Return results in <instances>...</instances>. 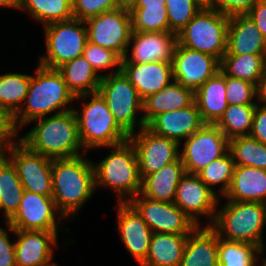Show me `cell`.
I'll return each mask as SVG.
<instances>
[{
    "mask_svg": "<svg viewBox=\"0 0 266 266\" xmlns=\"http://www.w3.org/2000/svg\"><path fill=\"white\" fill-rule=\"evenodd\" d=\"M211 227L221 239L259 247L264 243L266 203L226 200L222 209H217Z\"/></svg>",
    "mask_w": 266,
    "mask_h": 266,
    "instance_id": "obj_6",
    "label": "cell"
},
{
    "mask_svg": "<svg viewBox=\"0 0 266 266\" xmlns=\"http://www.w3.org/2000/svg\"><path fill=\"white\" fill-rule=\"evenodd\" d=\"M266 39V0H259L247 13Z\"/></svg>",
    "mask_w": 266,
    "mask_h": 266,
    "instance_id": "obj_48",
    "label": "cell"
},
{
    "mask_svg": "<svg viewBox=\"0 0 266 266\" xmlns=\"http://www.w3.org/2000/svg\"><path fill=\"white\" fill-rule=\"evenodd\" d=\"M234 168V160L228 151L225 155L213 160L201 169L197 175L215 193L216 191L214 189L219 185L218 187L220 189L217 192L223 198L230 187Z\"/></svg>",
    "mask_w": 266,
    "mask_h": 266,
    "instance_id": "obj_37",
    "label": "cell"
},
{
    "mask_svg": "<svg viewBox=\"0 0 266 266\" xmlns=\"http://www.w3.org/2000/svg\"><path fill=\"white\" fill-rule=\"evenodd\" d=\"M257 246L237 241H227L218 236L219 266H257Z\"/></svg>",
    "mask_w": 266,
    "mask_h": 266,
    "instance_id": "obj_38",
    "label": "cell"
},
{
    "mask_svg": "<svg viewBox=\"0 0 266 266\" xmlns=\"http://www.w3.org/2000/svg\"><path fill=\"white\" fill-rule=\"evenodd\" d=\"M57 214L59 217L56 216ZM63 220L66 219L56 208L52 196H42L24 190L18 211L7 223L14 230H42L58 233L60 230L58 225Z\"/></svg>",
    "mask_w": 266,
    "mask_h": 266,
    "instance_id": "obj_17",
    "label": "cell"
},
{
    "mask_svg": "<svg viewBox=\"0 0 266 266\" xmlns=\"http://www.w3.org/2000/svg\"><path fill=\"white\" fill-rule=\"evenodd\" d=\"M226 98L228 104L257 105L258 87L249 81L226 75Z\"/></svg>",
    "mask_w": 266,
    "mask_h": 266,
    "instance_id": "obj_42",
    "label": "cell"
},
{
    "mask_svg": "<svg viewBox=\"0 0 266 266\" xmlns=\"http://www.w3.org/2000/svg\"><path fill=\"white\" fill-rule=\"evenodd\" d=\"M166 0H138L137 6H160L165 5Z\"/></svg>",
    "mask_w": 266,
    "mask_h": 266,
    "instance_id": "obj_52",
    "label": "cell"
},
{
    "mask_svg": "<svg viewBox=\"0 0 266 266\" xmlns=\"http://www.w3.org/2000/svg\"><path fill=\"white\" fill-rule=\"evenodd\" d=\"M172 70L174 81L196 93L199 87L220 71V61L212 55L177 43L172 57Z\"/></svg>",
    "mask_w": 266,
    "mask_h": 266,
    "instance_id": "obj_16",
    "label": "cell"
},
{
    "mask_svg": "<svg viewBox=\"0 0 266 266\" xmlns=\"http://www.w3.org/2000/svg\"><path fill=\"white\" fill-rule=\"evenodd\" d=\"M6 153L16 167L24 190L52 196V159L30 151L19 140Z\"/></svg>",
    "mask_w": 266,
    "mask_h": 266,
    "instance_id": "obj_13",
    "label": "cell"
},
{
    "mask_svg": "<svg viewBox=\"0 0 266 266\" xmlns=\"http://www.w3.org/2000/svg\"><path fill=\"white\" fill-rule=\"evenodd\" d=\"M98 92L105 99L117 124L128 135L145 127L143 117H137L143 112V100L122 71L102 77Z\"/></svg>",
    "mask_w": 266,
    "mask_h": 266,
    "instance_id": "obj_8",
    "label": "cell"
},
{
    "mask_svg": "<svg viewBox=\"0 0 266 266\" xmlns=\"http://www.w3.org/2000/svg\"><path fill=\"white\" fill-rule=\"evenodd\" d=\"M229 152L235 166H249L266 170V144L249 135L230 139Z\"/></svg>",
    "mask_w": 266,
    "mask_h": 266,
    "instance_id": "obj_36",
    "label": "cell"
},
{
    "mask_svg": "<svg viewBox=\"0 0 266 266\" xmlns=\"http://www.w3.org/2000/svg\"><path fill=\"white\" fill-rule=\"evenodd\" d=\"M23 194L16 167L6 155L0 161V210L4 212L5 223L18 211Z\"/></svg>",
    "mask_w": 266,
    "mask_h": 266,
    "instance_id": "obj_31",
    "label": "cell"
},
{
    "mask_svg": "<svg viewBox=\"0 0 266 266\" xmlns=\"http://www.w3.org/2000/svg\"><path fill=\"white\" fill-rule=\"evenodd\" d=\"M121 71L137 89L142 100L161 91L174 80L172 62L132 63L121 61Z\"/></svg>",
    "mask_w": 266,
    "mask_h": 266,
    "instance_id": "obj_21",
    "label": "cell"
},
{
    "mask_svg": "<svg viewBox=\"0 0 266 266\" xmlns=\"http://www.w3.org/2000/svg\"><path fill=\"white\" fill-rule=\"evenodd\" d=\"M35 75H31L28 93L20 110L12 117L14 129L18 132L32 120L73 110L74 94L66 85L58 69L38 64ZM25 105V106H24Z\"/></svg>",
    "mask_w": 266,
    "mask_h": 266,
    "instance_id": "obj_1",
    "label": "cell"
},
{
    "mask_svg": "<svg viewBox=\"0 0 266 266\" xmlns=\"http://www.w3.org/2000/svg\"><path fill=\"white\" fill-rule=\"evenodd\" d=\"M266 39L247 14L229 17L224 55L265 54Z\"/></svg>",
    "mask_w": 266,
    "mask_h": 266,
    "instance_id": "obj_23",
    "label": "cell"
},
{
    "mask_svg": "<svg viewBox=\"0 0 266 266\" xmlns=\"http://www.w3.org/2000/svg\"><path fill=\"white\" fill-rule=\"evenodd\" d=\"M23 0H0V7L20 9Z\"/></svg>",
    "mask_w": 266,
    "mask_h": 266,
    "instance_id": "obj_51",
    "label": "cell"
},
{
    "mask_svg": "<svg viewBox=\"0 0 266 266\" xmlns=\"http://www.w3.org/2000/svg\"><path fill=\"white\" fill-rule=\"evenodd\" d=\"M117 227L122 244L140 265L148 254L152 230L128 203H119L117 209Z\"/></svg>",
    "mask_w": 266,
    "mask_h": 266,
    "instance_id": "obj_19",
    "label": "cell"
},
{
    "mask_svg": "<svg viewBox=\"0 0 266 266\" xmlns=\"http://www.w3.org/2000/svg\"><path fill=\"white\" fill-rule=\"evenodd\" d=\"M18 134L14 129L12 118L0 111V150H8L18 140Z\"/></svg>",
    "mask_w": 266,
    "mask_h": 266,
    "instance_id": "obj_46",
    "label": "cell"
},
{
    "mask_svg": "<svg viewBox=\"0 0 266 266\" xmlns=\"http://www.w3.org/2000/svg\"><path fill=\"white\" fill-rule=\"evenodd\" d=\"M83 56L101 77L121 71L122 58L110 49L103 48L88 41L84 47ZM115 67L117 68L114 69ZM109 68H111V71L108 74H100L98 72Z\"/></svg>",
    "mask_w": 266,
    "mask_h": 266,
    "instance_id": "obj_40",
    "label": "cell"
},
{
    "mask_svg": "<svg viewBox=\"0 0 266 266\" xmlns=\"http://www.w3.org/2000/svg\"><path fill=\"white\" fill-rule=\"evenodd\" d=\"M81 104V110L73 108L79 137L86 151L104 146H114L129 139V135L117 124L108 109L105 99L99 92L77 96L75 100H86Z\"/></svg>",
    "mask_w": 266,
    "mask_h": 266,
    "instance_id": "obj_5",
    "label": "cell"
},
{
    "mask_svg": "<svg viewBox=\"0 0 266 266\" xmlns=\"http://www.w3.org/2000/svg\"><path fill=\"white\" fill-rule=\"evenodd\" d=\"M169 32L177 34L200 11L194 0H166Z\"/></svg>",
    "mask_w": 266,
    "mask_h": 266,
    "instance_id": "obj_41",
    "label": "cell"
},
{
    "mask_svg": "<svg viewBox=\"0 0 266 266\" xmlns=\"http://www.w3.org/2000/svg\"><path fill=\"white\" fill-rule=\"evenodd\" d=\"M132 30L135 32L169 31L165 5L137 6L131 13Z\"/></svg>",
    "mask_w": 266,
    "mask_h": 266,
    "instance_id": "obj_39",
    "label": "cell"
},
{
    "mask_svg": "<svg viewBox=\"0 0 266 266\" xmlns=\"http://www.w3.org/2000/svg\"><path fill=\"white\" fill-rule=\"evenodd\" d=\"M264 61H265V70H266V50H265V55H264Z\"/></svg>",
    "mask_w": 266,
    "mask_h": 266,
    "instance_id": "obj_56",
    "label": "cell"
},
{
    "mask_svg": "<svg viewBox=\"0 0 266 266\" xmlns=\"http://www.w3.org/2000/svg\"><path fill=\"white\" fill-rule=\"evenodd\" d=\"M195 102L205 124H215L227 109L226 75L220 70L195 93Z\"/></svg>",
    "mask_w": 266,
    "mask_h": 266,
    "instance_id": "obj_27",
    "label": "cell"
},
{
    "mask_svg": "<svg viewBox=\"0 0 266 266\" xmlns=\"http://www.w3.org/2000/svg\"><path fill=\"white\" fill-rule=\"evenodd\" d=\"M30 74L5 73L0 75V111L11 118L20 110L28 93Z\"/></svg>",
    "mask_w": 266,
    "mask_h": 266,
    "instance_id": "obj_33",
    "label": "cell"
},
{
    "mask_svg": "<svg viewBox=\"0 0 266 266\" xmlns=\"http://www.w3.org/2000/svg\"><path fill=\"white\" fill-rule=\"evenodd\" d=\"M153 233L190 234L197 226L174 203L160 202L140 193L128 202Z\"/></svg>",
    "mask_w": 266,
    "mask_h": 266,
    "instance_id": "obj_15",
    "label": "cell"
},
{
    "mask_svg": "<svg viewBox=\"0 0 266 266\" xmlns=\"http://www.w3.org/2000/svg\"><path fill=\"white\" fill-rule=\"evenodd\" d=\"M195 102V93L183 88L177 81H172L161 91L147 96L143 100V114L145 126L156 116L164 112L177 111Z\"/></svg>",
    "mask_w": 266,
    "mask_h": 266,
    "instance_id": "obj_28",
    "label": "cell"
},
{
    "mask_svg": "<svg viewBox=\"0 0 266 266\" xmlns=\"http://www.w3.org/2000/svg\"><path fill=\"white\" fill-rule=\"evenodd\" d=\"M229 151V140L215 124H204L184 140L180 151L186 173L197 174Z\"/></svg>",
    "mask_w": 266,
    "mask_h": 266,
    "instance_id": "obj_11",
    "label": "cell"
},
{
    "mask_svg": "<svg viewBox=\"0 0 266 266\" xmlns=\"http://www.w3.org/2000/svg\"><path fill=\"white\" fill-rule=\"evenodd\" d=\"M219 197L220 195L218 196V193L213 192L197 174L186 173L177 186L174 204L196 226H201L200 216L207 218L208 222L205 226H211L221 203Z\"/></svg>",
    "mask_w": 266,
    "mask_h": 266,
    "instance_id": "obj_12",
    "label": "cell"
},
{
    "mask_svg": "<svg viewBox=\"0 0 266 266\" xmlns=\"http://www.w3.org/2000/svg\"><path fill=\"white\" fill-rule=\"evenodd\" d=\"M138 0H117L118 7L121 10L132 12L137 7Z\"/></svg>",
    "mask_w": 266,
    "mask_h": 266,
    "instance_id": "obj_50",
    "label": "cell"
},
{
    "mask_svg": "<svg viewBox=\"0 0 266 266\" xmlns=\"http://www.w3.org/2000/svg\"><path fill=\"white\" fill-rule=\"evenodd\" d=\"M250 137L266 144V105L258 103L255 108Z\"/></svg>",
    "mask_w": 266,
    "mask_h": 266,
    "instance_id": "obj_47",
    "label": "cell"
},
{
    "mask_svg": "<svg viewBox=\"0 0 266 266\" xmlns=\"http://www.w3.org/2000/svg\"><path fill=\"white\" fill-rule=\"evenodd\" d=\"M186 174L181 157L142 179L140 194L160 202L174 203L177 186Z\"/></svg>",
    "mask_w": 266,
    "mask_h": 266,
    "instance_id": "obj_25",
    "label": "cell"
},
{
    "mask_svg": "<svg viewBox=\"0 0 266 266\" xmlns=\"http://www.w3.org/2000/svg\"><path fill=\"white\" fill-rule=\"evenodd\" d=\"M34 127L18 140L30 151L49 159L86 154L73 110L32 120ZM84 150V151H83Z\"/></svg>",
    "mask_w": 266,
    "mask_h": 266,
    "instance_id": "obj_3",
    "label": "cell"
},
{
    "mask_svg": "<svg viewBox=\"0 0 266 266\" xmlns=\"http://www.w3.org/2000/svg\"><path fill=\"white\" fill-rule=\"evenodd\" d=\"M188 236L153 233L146 259L139 266H180Z\"/></svg>",
    "mask_w": 266,
    "mask_h": 266,
    "instance_id": "obj_29",
    "label": "cell"
},
{
    "mask_svg": "<svg viewBox=\"0 0 266 266\" xmlns=\"http://www.w3.org/2000/svg\"><path fill=\"white\" fill-rule=\"evenodd\" d=\"M5 225L6 228L0 227V266H16L15 240L11 242L9 238L15 230L8 223Z\"/></svg>",
    "mask_w": 266,
    "mask_h": 266,
    "instance_id": "obj_45",
    "label": "cell"
},
{
    "mask_svg": "<svg viewBox=\"0 0 266 266\" xmlns=\"http://www.w3.org/2000/svg\"><path fill=\"white\" fill-rule=\"evenodd\" d=\"M16 266H52L58 233L42 230H15Z\"/></svg>",
    "mask_w": 266,
    "mask_h": 266,
    "instance_id": "obj_18",
    "label": "cell"
},
{
    "mask_svg": "<svg viewBox=\"0 0 266 266\" xmlns=\"http://www.w3.org/2000/svg\"><path fill=\"white\" fill-rule=\"evenodd\" d=\"M177 44V35L173 32H132L129 41L130 54L127 52L122 61L132 63H150L157 61L172 62Z\"/></svg>",
    "mask_w": 266,
    "mask_h": 266,
    "instance_id": "obj_20",
    "label": "cell"
},
{
    "mask_svg": "<svg viewBox=\"0 0 266 266\" xmlns=\"http://www.w3.org/2000/svg\"><path fill=\"white\" fill-rule=\"evenodd\" d=\"M44 35L46 53L39 64L51 69L82 56L88 42L86 24L76 18L44 26Z\"/></svg>",
    "mask_w": 266,
    "mask_h": 266,
    "instance_id": "obj_9",
    "label": "cell"
},
{
    "mask_svg": "<svg viewBox=\"0 0 266 266\" xmlns=\"http://www.w3.org/2000/svg\"><path fill=\"white\" fill-rule=\"evenodd\" d=\"M129 140L135 147L142 179L180 157L177 141L155 134L147 126L130 134Z\"/></svg>",
    "mask_w": 266,
    "mask_h": 266,
    "instance_id": "obj_14",
    "label": "cell"
},
{
    "mask_svg": "<svg viewBox=\"0 0 266 266\" xmlns=\"http://www.w3.org/2000/svg\"><path fill=\"white\" fill-rule=\"evenodd\" d=\"M228 23L229 16L214 9H200L195 17L176 34L177 43L212 55L220 61L227 52Z\"/></svg>",
    "mask_w": 266,
    "mask_h": 266,
    "instance_id": "obj_7",
    "label": "cell"
},
{
    "mask_svg": "<svg viewBox=\"0 0 266 266\" xmlns=\"http://www.w3.org/2000/svg\"><path fill=\"white\" fill-rule=\"evenodd\" d=\"M58 70L75 97L98 92L102 77L83 55L64 63Z\"/></svg>",
    "mask_w": 266,
    "mask_h": 266,
    "instance_id": "obj_30",
    "label": "cell"
},
{
    "mask_svg": "<svg viewBox=\"0 0 266 266\" xmlns=\"http://www.w3.org/2000/svg\"><path fill=\"white\" fill-rule=\"evenodd\" d=\"M85 155L52 160V198L67 220L76 217L96 191L93 164Z\"/></svg>",
    "mask_w": 266,
    "mask_h": 266,
    "instance_id": "obj_2",
    "label": "cell"
},
{
    "mask_svg": "<svg viewBox=\"0 0 266 266\" xmlns=\"http://www.w3.org/2000/svg\"><path fill=\"white\" fill-rule=\"evenodd\" d=\"M102 148L111 149V153L96 164L92 162L95 189L98 186L109 188L119 197L117 202H129L140 193L142 185L135 147L128 139Z\"/></svg>",
    "mask_w": 266,
    "mask_h": 266,
    "instance_id": "obj_4",
    "label": "cell"
},
{
    "mask_svg": "<svg viewBox=\"0 0 266 266\" xmlns=\"http://www.w3.org/2000/svg\"><path fill=\"white\" fill-rule=\"evenodd\" d=\"M19 10L27 11L43 26L74 18L72 0H23Z\"/></svg>",
    "mask_w": 266,
    "mask_h": 266,
    "instance_id": "obj_34",
    "label": "cell"
},
{
    "mask_svg": "<svg viewBox=\"0 0 266 266\" xmlns=\"http://www.w3.org/2000/svg\"><path fill=\"white\" fill-rule=\"evenodd\" d=\"M7 150H0V161L6 156Z\"/></svg>",
    "mask_w": 266,
    "mask_h": 266,
    "instance_id": "obj_55",
    "label": "cell"
},
{
    "mask_svg": "<svg viewBox=\"0 0 266 266\" xmlns=\"http://www.w3.org/2000/svg\"><path fill=\"white\" fill-rule=\"evenodd\" d=\"M226 200L266 203V170L235 166Z\"/></svg>",
    "mask_w": 266,
    "mask_h": 266,
    "instance_id": "obj_24",
    "label": "cell"
},
{
    "mask_svg": "<svg viewBox=\"0 0 266 266\" xmlns=\"http://www.w3.org/2000/svg\"><path fill=\"white\" fill-rule=\"evenodd\" d=\"M116 8H118L117 0H72L74 18L84 22L105 11Z\"/></svg>",
    "mask_w": 266,
    "mask_h": 266,
    "instance_id": "obj_43",
    "label": "cell"
},
{
    "mask_svg": "<svg viewBox=\"0 0 266 266\" xmlns=\"http://www.w3.org/2000/svg\"><path fill=\"white\" fill-rule=\"evenodd\" d=\"M205 123L202 121L196 102L177 111L164 112L156 116L147 127L155 134L177 141L190 137Z\"/></svg>",
    "mask_w": 266,
    "mask_h": 266,
    "instance_id": "obj_22",
    "label": "cell"
},
{
    "mask_svg": "<svg viewBox=\"0 0 266 266\" xmlns=\"http://www.w3.org/2000/svg\"><path fill=\"white\" fill-rule=\"evenodd\" d=\"M201 9H212L214 0H194Z\"/></svg>",
    "mask_w": 266,
    "mask_h": 266,
    "instance_id": "obj_53",
    "label": "cell"
},
{
    "mask_svg": "<svg viewBox=\"0 0 266 266\" xmlns=\"http://www.w3.org/2000/svg\"><path fill=\"white\" fill-rule=\"evenodd\" d=\"M259 0H214L212 9L223 15L247 14Z\"/></svg>",
    "mask_w": 266,
    "mask_h": 266,
    "instance_id": "obj_44",
    "label": "cell"
},
{
    "mask_svg": "<svg viewBox=\"0 0 266 266\" xmlns=\"http://www.w3.org/2000/svg\"><path fill=\"white\" fill-rule=\"evenodd\" d=\"M259 102L266 105V70L261 78L260 85L258 87Z\"/></svg>",
    "mask_w": 266,
    "mask_h": 266,
    "instance_id": "obj_49",
    "label": "cell"
},
{
    "mask_svg": "<svg viewBox=\"0 0 266 266\" xmlns=\"http://www.w3.org/2000/svg\"><path fill=\"white\" fill-rule=\"evenodd\" d=\"M264 248H265L264 243L257 248V262H259V260H261V266H266V258H262L260 256V255H263V253H265L264 251H266V250Z\"/></svg>",
    "mask_w": 266,
    "mask_h": 266,
    "instance_id": "obj_54",
    "label": "cell"
},
{
    "mask_svg": "<svg viewBox=\"0 0 266 266\" xmlns=\"http://www.w3.org/2000/svg\"><path fill=\"white\" fill-rule=\"evenodd\" d=\"M256 105L229 104L215 123L228 140L250 134Z\"/></svg>",
    "mask_w": 266,
    "mask_h": 266,
    "instance_id": "obj_35",
    "label": "cell"
},
{
    "mask_svg": "<svg viewBox=\"0 0 266 266\" xmlns=\"http://www.w3.org/2000/svg\"><path fill=\"white\" fill-rule=\"evenodd\" d=\"M180 266H219L218 233L211 226H197L189 234Z\"/></svg>",
    "mask_w": 266,
    "mask_h": 266,
    "instance_id": "obj_26",
    "label": "cell"
},
{
    "mask_svg": "<svg viewBox=\"0 0 266 266\" xmlns=\"http://www.w3.org/2000/svg\"><path fill=\"white\" fill-rule=\"evenodd\" d=\"M85 24L90 43L110 49L122 59L130 51L128 44L133 32L130 12L118 7L86 20Z\"/></svg>",
    "mask_w": 266,
    "mask_h": 266,
    "instance_id": "obj_10",
    "label": "cell"
},
{
    "mask_svg": "<svg viewBox=\"0 0 266 266\" xmlns=\"http://www.w3.org/2000/svg\"><path fill=\"white\" fill-rule=\"evenodd\" d=\"M264 55H224L220 60V70L225 75L249 81L259 87L265 72Z\"/></svg>",
    "mask_w": 266,
    "mask_h": 266,
    "instance_id": "obj_32",
    "label": "cell"
}]
</instances>
